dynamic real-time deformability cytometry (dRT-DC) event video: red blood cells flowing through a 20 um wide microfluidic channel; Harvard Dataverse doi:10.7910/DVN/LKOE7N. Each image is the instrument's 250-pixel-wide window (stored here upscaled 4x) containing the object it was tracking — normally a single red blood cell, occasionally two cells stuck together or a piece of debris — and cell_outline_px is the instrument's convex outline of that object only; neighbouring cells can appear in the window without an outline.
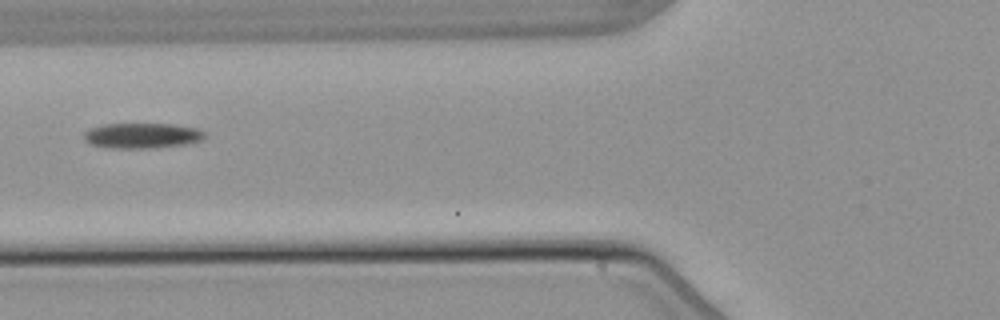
{"species": "common noctule bat (a hibernating species)", "species_latin": "Nyctalus noctula", "temperature_condition": "warm", "stored_images_in_passage": 2, "camera_frame_rate_fps": 3000, "um_per_image_px": 0.085, "animal": {"sex": "male", "body_mass_g": 21.5, "forearm_length_mm": 52.0}, "frame": {"image": 1, "passage_image": 2, "time_ms": 1.0, "image_size_px": [1000, 320], "cell_outline_px": [[204, 136], [200, 140], [188, 144], [152, 148], [108, 148], [88, 144], [84, 140], [84, 132], [88, 128], [104, 124], [172, 124], [196, 128], [204, 132]], "centroid_in_image_um": [12.01, 11.53], "position_along_channel_um": 113.8, "area_um2": 17.92}}